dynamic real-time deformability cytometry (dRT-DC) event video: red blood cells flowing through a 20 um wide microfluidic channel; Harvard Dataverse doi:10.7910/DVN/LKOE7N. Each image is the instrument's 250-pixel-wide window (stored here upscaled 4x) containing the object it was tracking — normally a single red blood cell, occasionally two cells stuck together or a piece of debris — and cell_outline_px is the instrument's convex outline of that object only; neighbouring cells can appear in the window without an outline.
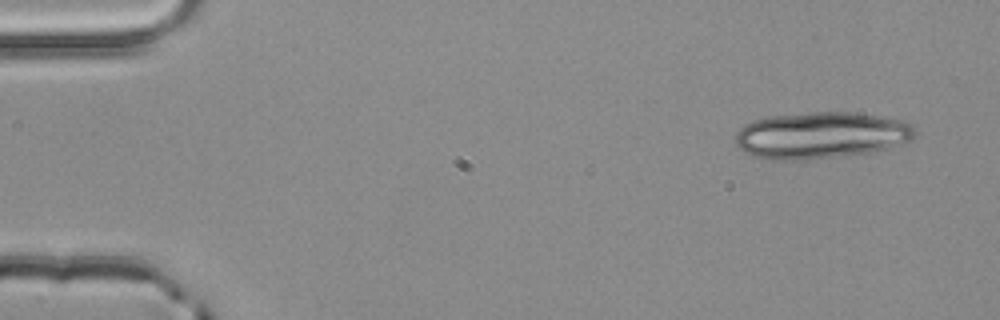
{"species": "common noctule bat (a hibernating species)", "species_latin": "Nyctalus noctula", "temperature_condition": "room temperature", "stored_images_in_passage": 4, "camera_frame_rate_fps": 3000, "um_per_image_px": 0.085, "animal": {"sex": "male", "body_mass_g": 20.4}, "frame": {"image": 1, "passage_image": 1, "time_ms": 0.0, "image_size_px": [1000, 320], "cell_outline_px": [[916, 132], [904, 144], [888, 148], [868, 152], [796, 160], [776, 160], [752, 156], [744, 152], [736, 144], [736, 132], [744, 124], [752, 120], [768, 116], [808, 112], [852, 112], [904, 120], [912, 124], [916, 128]], "centroid_in_image_um": [69.76, 11.48], "position_along_channel_um": 15.2, "area_um2": 48.73}}